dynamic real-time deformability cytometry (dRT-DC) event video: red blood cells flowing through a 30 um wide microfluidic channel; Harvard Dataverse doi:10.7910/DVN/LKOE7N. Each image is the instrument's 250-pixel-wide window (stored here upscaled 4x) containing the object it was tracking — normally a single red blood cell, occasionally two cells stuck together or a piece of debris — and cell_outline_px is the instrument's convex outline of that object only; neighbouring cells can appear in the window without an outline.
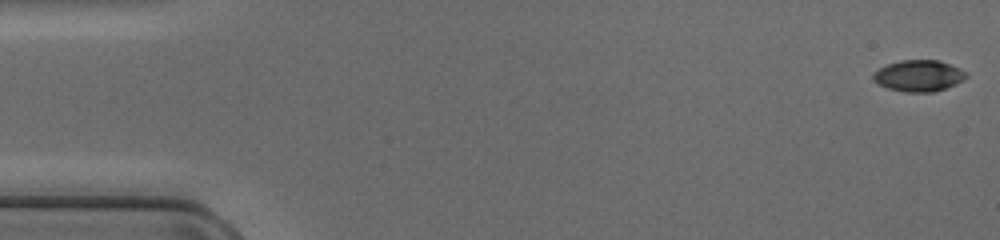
{"species": "common noctule bat (a hibernating species)", "species_latin": "Nyctalus noctula", "temperature_condition": "cold", "stored_images_in_passage": 14, "camera_frame_rate_fps": 3000, "um_per_image_px": 0.085, "animal": {"sex": "female", "body_mass_g": 17.0, "forearm_length_mm": 48.0}, "frame": {"image": 1, "passage_image": 1, "time_ms": 0.0, "image_size_px": [1000, 240], "cell_outline_px": [[968, 76], [964, 80], [956, 84], [932, 92], [904, 92], [888, 88], [872, 80], [872, 72], [888, 64], [900, 60], [940, 60], [960, 68], [968, 72]], "centroid_in_image_um": [78.11, 6.43], "position_along_channel_um": 6.9, "area_um2": 17.11}}
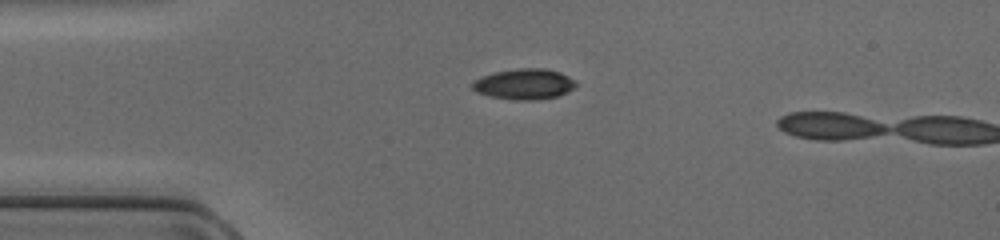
{"frame": {"image": 2, "passage_image": 12, "time_ms": 3.667, "image_size_px": [1000, 240], "cell_outline_px": [[576, 84], [572, 88], [556, 96], [540, 100], [516, 100], [488, 96], [476, 92], [472, 88], [472, 84], [480, 76], [492, 72], [516, 68], [544, 68], [560, 72], [576, 80]], "centroid_in_image_um": [44.52, 7.14], "position_along_channel_um": 40.5, "area_um2": 18.55}}